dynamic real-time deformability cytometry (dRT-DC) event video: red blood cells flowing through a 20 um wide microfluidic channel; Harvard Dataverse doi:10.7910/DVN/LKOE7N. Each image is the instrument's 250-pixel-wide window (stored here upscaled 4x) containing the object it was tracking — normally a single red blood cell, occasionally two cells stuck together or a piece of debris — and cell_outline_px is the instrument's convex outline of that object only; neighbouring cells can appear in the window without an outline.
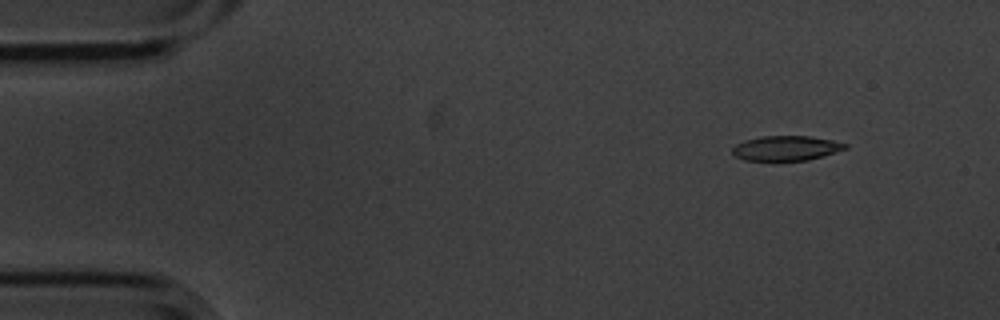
{"species": "common noctule bat (a hibernating species)", "species_latin": "Nyctalus noctula", "temperature_condition": "cold", "stored_images_in_passage": 5, "camera_frame_rate_fps": 3000, "um_per_image_px": 0.085, "animal": {"sex": "male", "body_mass_g": 20.1, "forearm_length_mm": 53.5}, "frame": {"image": 1, "passage_image": 2, "time_ms": 0.333, "image_size_px": [1000, 320], "cell_outline_px": [[848, 148], [824, 156], [808, 160], [772, 164], [744, 160], [736, 156], [732, 152], [732, 148], [736, 144], [744, 140], [760, 136], [808, 136], [832, 140], [848, 144]], "centroid_in_image_um": [66.78, 12.65], "position_along_channel_um": 18.2, "area_um2": 17.22}}